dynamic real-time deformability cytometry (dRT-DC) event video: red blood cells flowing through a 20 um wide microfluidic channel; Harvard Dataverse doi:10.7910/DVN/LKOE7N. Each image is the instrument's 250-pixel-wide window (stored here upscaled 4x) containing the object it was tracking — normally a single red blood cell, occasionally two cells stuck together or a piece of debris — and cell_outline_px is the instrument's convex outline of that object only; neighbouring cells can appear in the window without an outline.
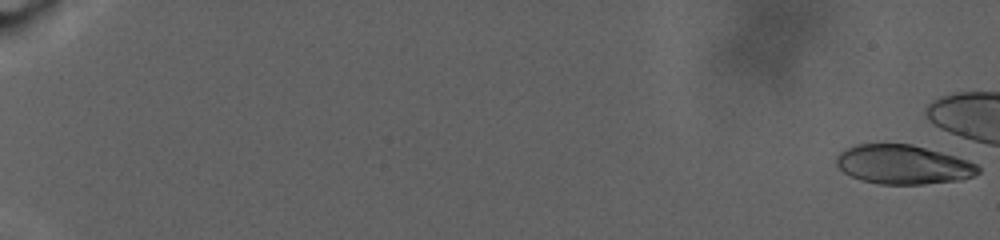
{"species": "human", "species_latin": "Homo sapiens", "temperature_condition": "warm", "stored_images_in_passage": 82, "camera_frame_rate_fps": 3000, "um_per_image_px": 0.085, "donor": {"sex": "male"}, "frame": {"image": 1, "passage_image": 1, "time_ms": 0.0, "image_size_px": [1000, 240], "cell_outline_px": [[980, 172], [972, 176], [960, 180], [924, 184], [880, 184], [864, 180], [852, 176], [844, 172], [836, 164], [836, 156], [844, 148], [856, 144], [912, 144], [956, 156], [968, 160], [976, 164], [980, 168]], "centroid_in_image_um": [76.77, 13.98], "position_along_channel_um": 8.2, "area_um2": 32.31}}
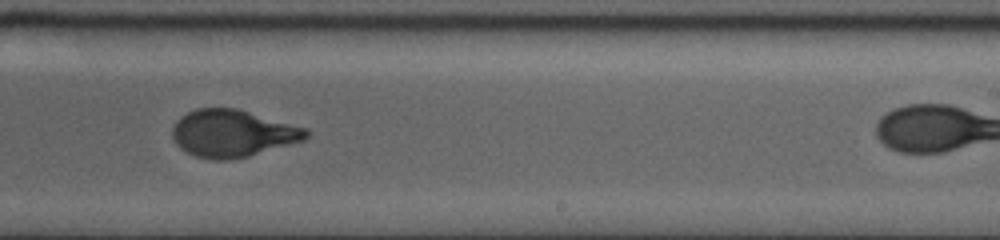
{"frame": {"image": 2, "passage_image": 63, "time_ms": 20.667, "image_size_px": [1000, 240], "cell_outline_px": [[308, 136], [304, 140], [248, 156], [228, 160], [212, 160], [196, 156], [180, 148], [176, 144], [172, 136], [172, 128], [176, 120], [180, 116], [196, 108], [236, 108], [308, 128]], "centroid_in_image_um": [19.75, 11.33], "position_along_channel_um": 269.2, "area_um2": 36.76}}
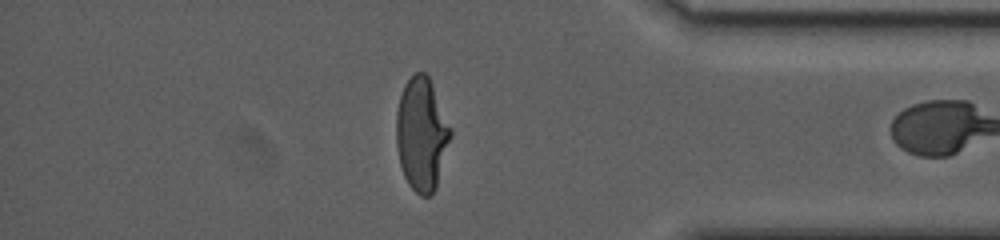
{"frame": {"image": 3, "passage_image": 81, "time_ms": 26.667, "image_size_px": [1000, 240], "cell_outline_px": [[452, 136], [436, 188], [428, 196], [420, 196], [408, 184], [404, 176], [400, 164], [396, 144], [396, 112], [400, 96], [404, 84], [416, 72], [424, 72], [428, 76], [432, 84], [452, 128]], "centroid_in_image_um": [35.85, 11.41], "position_along_channel_um": 399.4, "area_um2": 35.89}}